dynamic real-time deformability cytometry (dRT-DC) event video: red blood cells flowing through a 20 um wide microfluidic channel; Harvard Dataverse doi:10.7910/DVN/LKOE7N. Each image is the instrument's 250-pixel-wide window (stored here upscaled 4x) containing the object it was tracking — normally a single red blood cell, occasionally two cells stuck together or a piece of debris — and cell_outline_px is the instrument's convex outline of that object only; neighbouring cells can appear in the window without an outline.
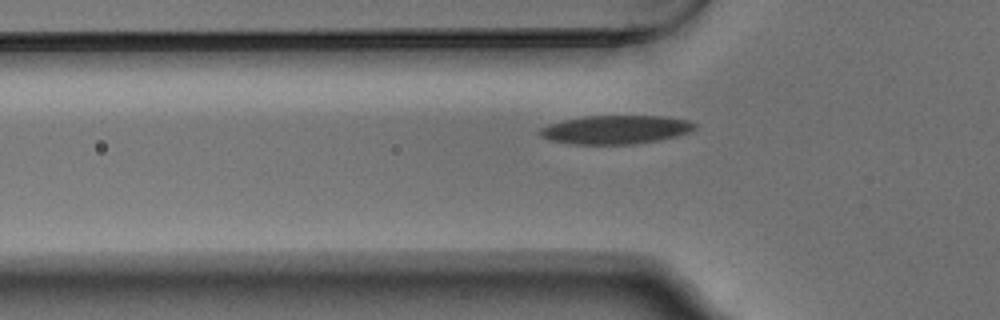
{"species": "Egyptian fruit bat (a non-hibernating species)", "species_latin": "Rousettus aegyptiacus", "temperature_condition": "warm", "stored_images_in_passage": 33, "camera_frame_rate_fps": 3000, "um_per_image_px": 0.085, "animal": {"sex": "male"}, "frame": {"image": 1, "passage_image": 3, "time_ms": 0.667, "image_size_px": [1000, 320], "cell_outline_px": [[696, 128], [688, 132], [676, 136], [660, 140], [632, 144], [572, 144], [552, 140], [540, 136], [540, 128], [548, 124], [564, 120], [584, 116], [664, 116], [688, 120], [696, 124]], "centroid_in_image_um": [52.34, 11.01], "position_along_channel_um": 73.5, "area_um2": 25.72}}
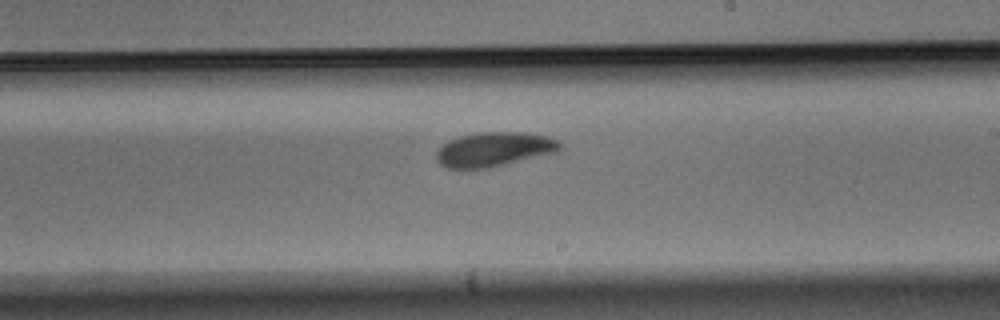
{"frame": {"image": 2, "passage_image": 17, "time_ms": 5.333, "image_size_px": [1000, 320], "cell_outline_px": [[560, 152], [488, 168], [448, 168], [440, 164], [436, 160], [436, 152], [448, 140], [460, 136], [476, 132], [524, 132], [548, 136], [556, 140], [560, 144]], "centroid_in_image_um": [42.01, 12.69], "position_along_channel_um": 247.0, "area_um2": 24.85}}
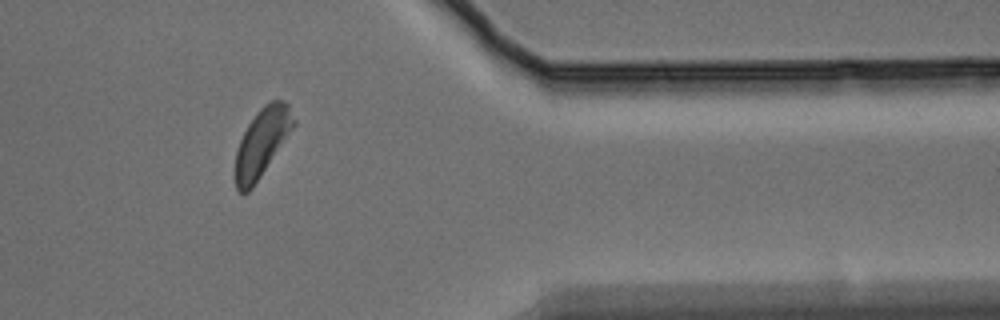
{"frame": {"image": 3, "passage_image": 30, "time_ms": 9.667, "image_size_px": [1000, 320], "cell_outline_px": [[296, 124], [252, 188], [248, 192], [240, 192], [236, 188], [236, 152], [240, 140], [248, 124], [260, 108], [264, 104], [272, 100], [284, 100], [288, 104], [296, 120]], "centroid_in_image_um": [22.29, 12.07], "position_along_channel_um": 389.1, "area_um2": 22.72}, "authors_computed_cell_mechanics": {"area_um2": 24.854, "velocity_mm_per_s": 3.7023, "shape_relaxation_time_tau1_ms": 2.8283, "shape_relaxation_time_tau2_ms": null, "deformation_change_tau1": 0.1158, "deformation_change_tau2": null}}